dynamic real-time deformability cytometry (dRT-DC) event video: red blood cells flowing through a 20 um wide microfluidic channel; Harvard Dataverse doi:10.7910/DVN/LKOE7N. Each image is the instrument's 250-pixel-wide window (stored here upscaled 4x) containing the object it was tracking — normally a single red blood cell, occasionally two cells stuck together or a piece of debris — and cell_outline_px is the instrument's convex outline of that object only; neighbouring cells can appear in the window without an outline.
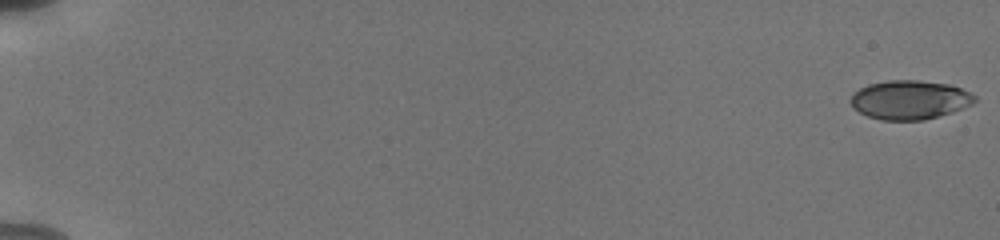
{"species": "human", "species_latin": "Homo sapiens", "temperature_condition": "cold", "stored_images_in_passage": 56, "camera_frame_rate_fps": 3000, "um_per_image_px": 0.085, "donor": {"sex": "male"}, "frame": {"image": 1, "passage_image": 1, "time_ms": 0.0, "image_size_px": [1000, 240], "cell_outline_px": [[976, 100], [972, 104], [952, 112], [924, 120], [880, 120], [868, 116], [852, 108], [848, 100], [852, 92], [868, 84], [888, 80], [920, 80], [948, 84], [960, 88], [976, 96]], "centroid_in_image_um": [77.27, 8.48], "position_along_channel_um": 7.7, "area_um2": 28.38}}
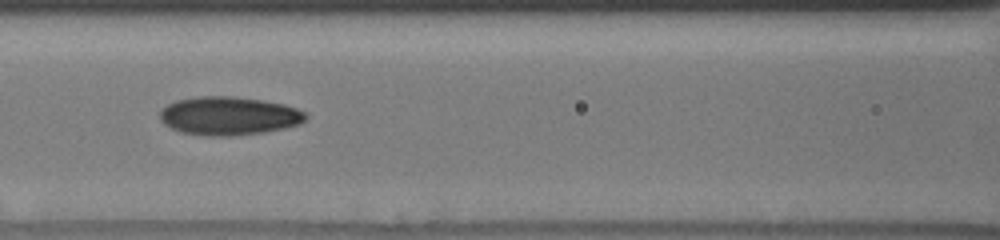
{"frame": {"image": 2, "passage_image": 28, "time_ms": 9.0, "image_size_px": [1000, 240], "cell_outline_px": [[308, 116], [300, 124], [284, 128], [264, 132], [232, 136], [208, 136], [180, 132], [164, 124], [160, 120], [160, 108], [176, 100], [200, 96], [232, 96], [264, 100], [284, 104], [296, 108], [304, 112]], "centroid_in_image_um": [19.43, 9.85], "position_along_channel_um": 147.2, "area_um2": 32.83}}
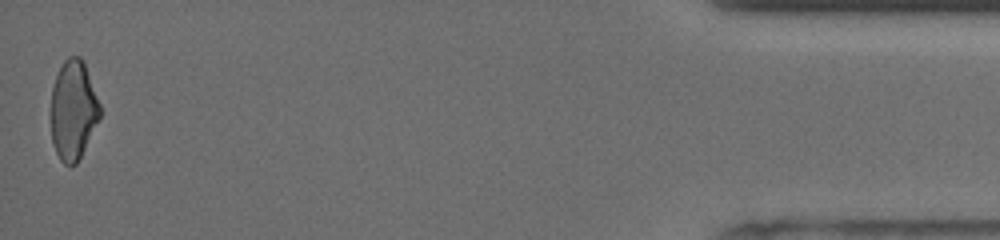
{"frame": {"image": 3, "passage_image": 56, "time_ms": 18.333, "image_size_px": [1000, 240], "cell_outline_px": [[100, 120], [76, 164], [64, 164], [60, 160], [52, 144], [52, 88], [56, 76], [64, 60], [68, 56], [80, 56], [84, 60], [100, 104]], "centroid_in_image_um": [6.24, 9.34], "position_along_channel_um": 429.0, "area_um2": 28.32}, "authors_computed_cell_mechanics": {"area_um2": 29.7959, "velocity_mm_per_s": 3.827, "shape_relaxation_time_tau1_ms": 5.6585, "shape_relaxation_time_tau2_ms": 2.822, "deformation_change_tau1": 0.1432, "deformation_change_tau2": 0.0921}}